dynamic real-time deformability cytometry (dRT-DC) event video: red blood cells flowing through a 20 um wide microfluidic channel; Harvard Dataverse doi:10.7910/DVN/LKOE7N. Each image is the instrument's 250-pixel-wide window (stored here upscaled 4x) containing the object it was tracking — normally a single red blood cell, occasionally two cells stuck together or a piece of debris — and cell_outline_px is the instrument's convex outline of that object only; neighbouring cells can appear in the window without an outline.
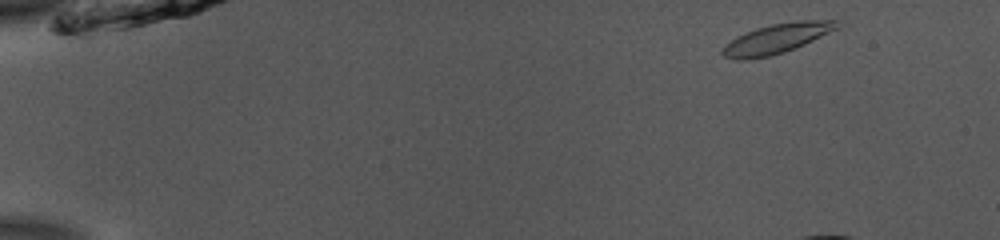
{"species": "common noctule bat (a hibernating species)", "species_latin": "Nyctalus noctula", "temperature_condition": "room temperature", "stored_images_in_passage": 14, "camera_frame_rate_fps": 3000, "um_per_image_px": 0.085, "animal": {"sex": "male", "body_mass_g": 13.0, "forearm_length_mm": 53.1}, "frame": {"image": 1, "passage_image": 2, "time_ms": 0.333, "image_size_px": [1000, 240], "cell_outline_px": [[840, 28], [804, 44], [784, 52], [768, 56], [748, 60], [736, 60], [724, 56], [720, 52], [732, 40], [756, 28], [772, 24], [800, 20], [836, 20], [840, 24]], "centroid_in_image_um": [66.07, 3.28], "position_along_channel_um": 18.9, "area_um2": 19.54}}